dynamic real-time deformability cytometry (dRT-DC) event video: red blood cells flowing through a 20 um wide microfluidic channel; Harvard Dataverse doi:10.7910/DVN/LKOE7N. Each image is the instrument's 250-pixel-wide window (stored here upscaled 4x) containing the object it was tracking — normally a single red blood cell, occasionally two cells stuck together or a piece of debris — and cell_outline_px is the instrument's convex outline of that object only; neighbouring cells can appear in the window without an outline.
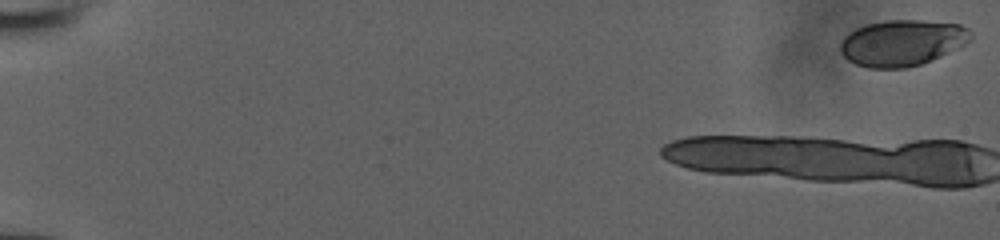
{"species": "human", "species_latin": "Homo sapiens", "temperature_condition": "room temperature", "stored_images_in_passage": 13, "camera_frame_rate_fps": 3000, "um_per_image_px": 0.085, "donor": {"sex": "male"}, "frame": {"image": 1, "passage_image": 1, "time_ms": 0.0, "image_size_px": [1000, 240], "cell_outline_px": [[972, 36], [964, 44], [940, 56], [920, 64], [904, 68], [868, 68], [856, 64], [848, 60], [840, 52], [840, 40], [848, 32], [856, 28], [868, 24], [884, 20], [920, 20], [960, 24], [968, 28], [972, 32]], "centroid_in_image_um": [76.64, 3.63], "position_along_channel_um": 8.4, "area_um2": 34.97}}